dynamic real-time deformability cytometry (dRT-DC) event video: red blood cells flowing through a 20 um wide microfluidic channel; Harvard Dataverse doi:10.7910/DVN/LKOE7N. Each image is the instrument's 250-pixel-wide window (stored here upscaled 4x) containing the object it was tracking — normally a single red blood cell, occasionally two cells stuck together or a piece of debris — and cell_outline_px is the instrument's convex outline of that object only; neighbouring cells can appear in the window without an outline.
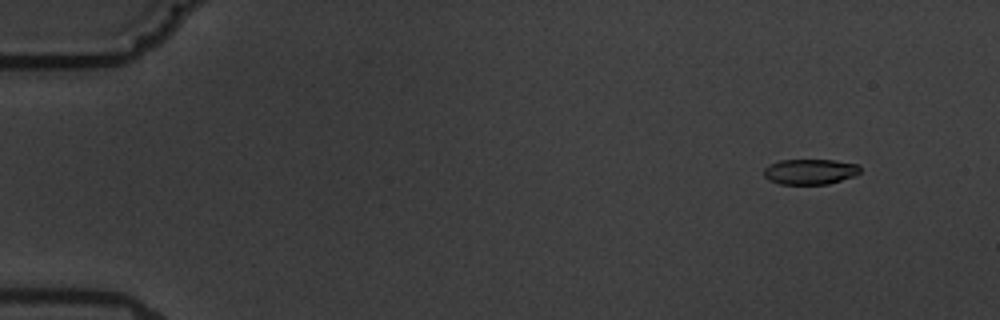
{"species": "common noctule bat (a hibernating species)", "species_latin": "Nyctalus noctula", "temperature_condition": "warm", "stored_images_in_passage": 6, "segment_of_instrument_passage": [2, 2], "camera_frame_rate_fps": 3000, "um_per_image_px": 0.085, "animal": {"sex": "male", "body_mass_g": 19.5, "forearm_length_mm": 54.6}, "frame": {"image": 1, "passage_image": 6, "time_ms": 7.0, "image_size_px": [1000, 320], "cell_outline_px": [[860, 172], [856, 176], [828, 184], [780, 184], [768, 180], [764, 176], [764, 168], [768, 164], [780, 160], [832, 160], [856, 164], [860, 168]], "centroid_in_image_um": [68.83, 14.59], "position_along_channel_um": 16.2, "area_um2": 14.33}}